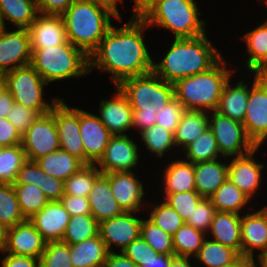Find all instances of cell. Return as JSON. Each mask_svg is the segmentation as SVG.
<instances>
[{
    "label": "cell",
    "mask_w": 267,
    "mask_h": 267,
    "mask_svg": "<svg viewBox=\"0 0 267 267\" xmlns=\"http://www.w3.org/2000/svg\"><path fill=\"white\" fill-rule=\"evenodd\" d=\"M147 28L141 18H131L118 28L113 24L89 56V72L92 69L109 72L115 87L127 78L153 71L154 60L142 35Z\"/></svg>",
    "instance_id": "cell-1"
},
{
    "label": "cell",
    "mask_w": 267,
    "mask_h": 267,
    "mask_svg": "<svg viewBox=\"0 0 267 267\" xmlns=\"http://www.w3.org/2000/svg\"><path fill=\"white\" fill-rule=\"evenodd\" d=\"M223 55L207 34L191 38H176L160 62H153V71L164 81H176L203 73L213 67Z\"/></svg>",
    "instance_id": "cell-2"
},
{
    "label": "cell",
    "mask_w": 267,
    "mask_h": 267,
    "mask_svg": "<svg viewBox=\"0 0 267 267\" xmlns=\"http://www.w3.org/2000/svg\"><path fill=\"white\" fill-rule=\"evenodd\" d=\"M118 87L133 109L132 127L138 133L155 125L156 113L174 97V86L154 71L123 80Z\"/></svg>",
    "instance_id": "cell-3"
},
{
    "label": "cell",
    "mask_w": 267,
    "mask_h": 267,
    "mask_svg": "<svg viewBox=\"0 0 267 267\" xmlns=\"http://www.w3.org/2000/svg\"><path fill=\"white\" fill-rule=\"evenodd\" d=\"M68 41L88 57L113 25L111 18L121 20L110 8L75 0L62 14Z\"/></svg>",
    "instance_id": "cell-4"
},
{
    "label": "cell",
    "mask_w": 267,
    "mask_h": 267,
    "mask_svg": "<svg viewBox=\"0 0 267 267\" xmlns=\"http://www.w3.org/2000/svg\"><path fill=\"white\" fill-rule=\"evenodd\" d=\"M226 59L222 57L208 71L185 77L176 81L175 98L186 110L211 112L216 110L222 89L235 68L228 69Z\"/></svg>",
    "instance_id": "cell-5"
},
{
    "label": "cell",
    "mask_w": 267,
    "mask_h": 267,
    "mask_svg": "<svg viewBox=\"0 0 267 267\" xmlns=\"http://www.w3.org/2000/svg\"><path fill=\"white\" fill-rule=\"evenodd\" d=\"M195 0H157L141 18L148 27L170 30L176 38H191L206 33L207 22Z\"/></svg>",
    "instance_id": "cell-6"
},
{
    "label": "cell",
    "mask_w": 267,
    "mask_h": 267,
    "mask_svg": "<svg viewBox=\"0 0 267 267\" xmlns=\"http://www.w3.org/2000/svg\"><path fill=\"white\" fill-rule=\"evenodd\" d=\"M30 65L47 84L90 74L89 57L69 41L54 47L32 49Z\"/></svg>",
    "instance_id": "cell-7"
},
{
    "label": "cell",
    "mask_w": 267,
    "mask_h": 267,
    "mask_svg": "<svg viewBox=\"0 0 267 267\" xmlns=\"http://www.w3.org/2000/svg\"><path fill=\"white\" fill-rule=\"evenodd\" d=\"M5 78L6 89L15 102L37 110L41 115L49 113L60 99L55 96L52 103L45 101L43 90L47 83L30 64L5 73Z\"/></svg>",
    "instance_id": "cell-8"
},
{
    "label": "cell",
    "mask_w": 267,
    "mask_h": 267,
    "mask_svg": "<svg viewBox=\"0 0 267 267\" xmlns=\"http://www.w3.org/2000/svg\"><path fill=\"white\" fill-rule=\"evenodd\" d=\"M209 127L213 131L216 143L223 160L230 157L244 156L257 148L248 137L243 123L220 114L217 111L208 113Z\"/></svg>",
    "instance_id": "cell-9"
},
{
    "label": "cell",
    "mask_w": 267,
    "mask_h": 267,
    "mask_svg": "<svg viewBox=\"0 0 267 267\" xmlns=\"http://www.w3.org/2000/svg\"><path fill=\"white\" fill-rule=\"evenodd\" d=\"M249 99L243 125L257 147L267 142V79L251 76Z\"/></svg>",
    "instance_id": "cell-10"
},
{
    "label": "cell",
    "mask_w": 267,
    "mask_h": 267,
    "mask_svg": "<svg viewBox=\"0 0 267 267\" xmlns=\"http://www.w3.org/2000/svg\"><path fill=\"white\" fill-rule=\"evenodd\" d=\"M21 145L27 160L37 159L60 149L54 116L49 112L40 115L22 135Z\"/></svg>",
    "instance_id": "cell-11"
},
{
    "label": "cell",
    "mask_w": 267,
    "mask_h": 267,
    "mask_svg": "<svg viewBox=\"0 0 267 267\" xmlns=\"http://www.w3.org/2000/svg\"><path fill=\"white\" fill-rule=\"evenodd\" d=\"M50 113L54 116L60 149L75 156L85 165V152L79 127V108L69 107L64 99L60 98Z\"/></svg>",
    "instance_id": "cell-12"
},
{
    "label": "cell",
    "mask_w": 267,
    "mask_h": 267,
    "mask_svg": "<svg viewBox=\"0 0 267 267\" xmlns=\"http://www.w3.org/2000/svg\"><path fill=\"white\" fill-rule=\"evenodd\" d=\"M32 48L27 28L0 30V72L7 73L31 63Z\"/></svg>",
    "instance_id": "cell-13"
},
{
    "label": "cell",
    "mask_w": 267,
    "mask_h": 267,
    "mask_svg": "<svg viewBox=\"0 0 267 267\" xmlns=\"http://www.w3.org/2000/svg\"><path fill=\"white\" fill-rule=\"evenodd\" d=\"M139 149L140 147L138 148L128 135H113L109 139L103 156L95 165L102 174L133 171L138 167L140 160Z\"/></svg>",
    "instance_id": "cell-14"
},
{
    "label": "cell",
    "mask_w": 267,
    "mask_h": 267,
    "mask_svg": "<svg viewBox=\"0 0 267 267\" xmlns=\"http://www.w3.org/2000/svg\"><path fill=\"white\" fill-rule=\"evenodd\" d=\"M136 212L124 211L120 215L99 223L98 234L106 244L109 252L112 246L122 252L131 242L140 236L142 218Z\"/></svg>",
    "instance_id": "cell-15"
},
{
    "label": "cell",
    "mask_w": 267,
    "mask_h": 267,
    "mask_svg": "<svg viewBox=\"0 0 267 267\" xmlns=\"http://www.w3.org/2000/svg\"><path fill=\"white\" fill-rule=\"evenodd\" d=\"M79 127L85 152V165L96 164L113 136L98 115L79 109Z\"/></svg>",
    "instance_id": "cell-16"
},
{
    "label": "cell",
    "mask_w": 267,
    "mask_h": 267,
    "mask_svg": "<svg viewBox=\"0 0 267 267\" xmlns=\"http://www.w3.org/2000/svg\"><path fill=\"white\" fill-rule=\"evenodd\" d=\"M104 175L109 179L112 194L124 211L139 213L141 208L148 205L143 201L147 194L143 182L133 171L109 172Z\"/></svg>",
    "instance_id": "cell-17"
},
{
    "label": "cell",
    "mask_w": 267,
    "mask_h": 267,
    "mask_svg": "<svg viewBox=\"0 0 267 267\" xmlns=\"http://www.w3.org/2000/svg\"><path fill=\"white\" fill-rule=\"evenodd\" d=\"M47 241L26 219L7 229L6 243L2 252L40 259Z\"/></svg>",
    "instance_id": "cell-18"
},
{
    "label": "cell",
    "mask_w": 267,
    "mask_h": 267,
    "mask_svg": "<svg viewBox=\"0 0 267 267\" xmlns=\"http://www.w3.org/2000/svg\"><path fill=\"white\" fill-rule=\"evenodd\" d=\"M260 147L252 152L239 157H230L228 164V179L233 182L244 194L252 199L263 178L262 169L266 166L264 163H258L254 154Z\"/></svg>",
    "instance_id": "cell-19"
},
{
    "label": "cell",
    "mask_w": 267,
    "mask_h": 267,
    "mask_svg": "<svg viewBox=\"0 0 267 267\" xmlns=\"http://www.w3.org/2000/svg\"><path fill=\"white\" fill-rule=\"evenodd\" d=\"M115 88L112 99H101L98 117L112 135H128L126 131L133 128V109L126 95L118 86Z\"/></svg>",
    "instance_id": "cell-20"
},
{
    "label": "cell",
    "mask_w": 267,
    "mask_h": 267,
    "mask_svg": "<svg viewBox=\"0 0 267 267\" xmlns=\"http://www.w3.org/2000/svg\"><path fill=\"white\" fill-rule=\"evenodd\" d=\"M241 256L254 258L255 250L258 255L267 250V206L241 214Z\"/></svg>",
    "instance_id": "cell-21"
},
{
    "label": "cell",
    "mask_w": 267,
    "mask_h": 267,
    "mask_svg": "<svg viewBox=\"0 0 267 267\" xmlns=\"http://www.w3.org/2000/svg\"><path fill=\"white\" fill-rule=\"evenodd\" d=\"M70 217L59 200H51L28 220L49 242L62 240Z\"/></svg>",
    "instance_id": "cell-22"
},
{
    "label": "cell",
    "mask_w": 267,
    "mask_h": 267,
    "mask_svg": "<svg viewBox=\"0 0 267 267\" xmlns=\"http://www.w3.org/2000/svg\"><path fill=\"white\" fill-rule=\"evenodd\" d=\"M32 49H43L68 42L62 15L39 13L28 28Z\"/></svg>",
    "instance_id": "cell-23"
},
{
    "label": "cell",
    "mask_w": 267,
    "mask_h": 267,
    "mask_svg": "<svg viewBox=\"0 0 267 267\" xmlns=\"http://www.w3.org/2000/svg\"><path fill=\"white\" fill-rule=\"evenodd\" d=\"M241 214L216 211L208 231L210 239L234 249L241 256ZM212 235V236H211Z\"/></svg>",
    "instance_id": "cell-24"
},
{
    "label": "cell",
    "mask_w": 267,
    "mask_h": 267,
    "mask_svg": "<svg viewBox=\"0 0 267 267\" xmlns=\"http://www.w3.org/2000/svg\"><path fill=\"white\" fill-rule=\"evenodd\" d=\"M91 214L98 223L120 215L124 210L114 198L109 179L101 174L88 196Z\"/></svg>",
    "instance_id": "cell-25"
},
{
    "label": "cell",
    "mask_w": 267,
    "mask_h": 267,
    "mask_svg": "<svg viewBox=\"0 0 267 267\" xmlns=\"http://www.w3.org/2000/svg\"><path fill=\"white\" fill-rule=\"evenodd\" d=\"M231 78L225 83L215 111L232 120L243 123L249 99V87L245 81L238 80L231 85Z\"/></svg>",
    "instance_id": "cell-26"
},
{
    "label": "cell",
    "mask_w": 267,
    "mask_h": 267,
    "mask_svg": "<svg viewBox=\"0 0 267 267\" xmlns=\"http://www.w3.org/2000/svg\"><path fill=\"white\" fill-rule=\"evenodd\" d=\"M195 190L209 198L228 178V164L220 159L194 163Z\"/></svg>",
    "instance_id": "cell-27"
},
{
    "label": "cell",
    "mask_w": 267,
    "mask_h": 267,
    "mask_svg": "<svg viewBox=\"0 0 267 267\" xmlns=\"http://www.w3.org/2000/svg\"><path fill=\"white\" fill-rule=\"evenodd\" d=\"M162 193H180L195 190L194 164L185 158L172 161L163 170Z\"/></svg>",
    "instance_id": "cell-28"
},
{
    "label": "cell",
    "mask_w": 267,
    "mask_h": 267,
    "mask_svg": "<svg viewBox=\"0 0 267 267\" xmlns=\"http://www.w3.org/2000/svg\"><path fill=\"white\" fill-rule=\"evenodd\" d=\"M108 249L100 235L70 245L72 267H104Z\"/></svg>",
    "instance_id": "cell-29"
},
{
    "label": "cell",
    "mask_w": 267,
    "mask_h": 267,
    "mask_svg": "<svg viewBox=\"0 0 267 267\" xmlns=\"http://www.w3.org/2000/svg\"><path fill=\"white\" fill-rule=\"evenodd\" d=\"M39 14L37 0H0V16L4 27L6 20L15 28H29Z\"/></svg>",
    "instance_id": "cell-30"
},
{
    "label": "cell",
    "mask_w": 267,
    "mask_h": 267,
    "mask_svg": "<svg viewBox=\"0 0 267 267\" xmlns=\"http://www.w3.org/2000/svg\"><path fill=\"white\" fill-rule=\"evenodd\" d=\"M209 127L208 112L186 110L174 133L176 148L183 151Z\"/></svg>",
    "instance_id": "cell-31"
},
{
    "label": "cell",
    "mask_w": 267,
    "mask_h": 267,
    "mask_svg": "<svg viewBox=\"0 0 267 267\" xmlns=\"http://www.w3.org/2000/svg\"><path fill=\"white\" fill-rule=\"evenodd\" d=\"M49 176L65 181L76 173L84 164L66 151L61 149L51 152L35 161Z\"/></svg>",
    "instance_id": "cell-32"
},
{
    "label": "cell",
    "mask_w": 267,
    "mask_h": 267,
    "mask_svg": "<svg viewBox=\"0 0 267 267\" xmlns=\"http://www.w3.org/2000/svg\"><path fill=\"white\" fill-rule=\"evenodd\" d=\"M209 198L216 211L238 214H241L250 202V198L228 178Z\"/></svg>",
    "instance_id": "cell-33"
},
{
    "label": "cell",
    "mask_w": 267,
    "mask_h": 267,
    "mask_svg": "<svg viewBox=\"0 0 267 267\" xmlns=\"http://www.w3.org/2000/svg\"><path fill=\"white\" fill-rule=\"evenodd\" d=\"M240 255L229 247L206 237L193 259L205 267H225L237 260Z\"/></svg>",
    "instance_id": "cell-34"
},
{
    "label": "cell",
    "mask_w": 267,
    "mask_h": 267,
    "mask_svg": "<svg viewBox=\"0 0 267 267\" xmlns=\"http://www.w3.org/2000/svg\"><path fill=\"white\" fill-rule=\"evenodd\" d=\"M182 152L186 156L185 161L193 164L197 162L214 161L222 157L210 127L204 130V132Z\"/></svg>",
    "instance_id": "cell-35"
},
{
    "label": "cell",
    "mask_w": 267,
    "mask_h": 267,
    "mask_svg": "<svg viewBox=\"0 0 267 267\" xmlns=\"http://www.w3.org/2000/svg\"><path fill=\"white\" fill-rule=\"evenodd\" d=\"M206 237L207 234L185 222L172 236L175 256L194 258Z\"/></svg>",
    "instance_id": "cell-36"
},
{
    "label": "cell",
    "mask_w": 267,
    "mask_h": 267,
    "mask_svg": "<svg viewBox=\"0 0 267 267\" xmlns=\"http://www.w3.org/2000/svg\"><path fill=\"white\" fill-rule=\"evenodd\" d=\"M246 45V70L251 71L267 54V20L242 37Z\"/></svg>",
    "instance_id": "cell-37"
},
{
    "label": "cell",
    "mask_w": 267,
    "mask_h": 267,
    "mask_svg": "<svg viewBox=\"0 0 267 267\" xmlns=\"http://www.w3.org/2000/svg\"><path fill=\"white\" fill-rule=\"evenodd\" d=\"M13 187L25 219H30L50 201L37 185L13 184Z\"/></svg>",
    "instance_id": "cell-38"
},
{
    "label": "cell",
    "mask_w": 267,
    "mask_h": 267,
    "mask_svg": "<svg viewBox=\"0 0 267 267\" xmlns=\"http://www.w3.org/2000/svg\"><path fill=\"white\" fill-rule=\"evenodd\" d=\"M27 161L21 144L6 146L0 152V183L14 184L18 171Z\"/></svg>",
    "instance_id": "cell-39"
},
{
    "label": "cell",
    "mask_w": 267,
    "mask_h": 267,
    "mask_svg": "<svg viewBox=\"0 0 267 267\" xmlns=\"http://www.w3.org/2000/svg\"><path fill=\"white\" fill-rule=\"evenodd\" d=\"M99 223L92 214L70 217L62 242L73 245L98 235Z\"/></svg>",
    "instance_id": "cell-40"
},
{
    "label": "cell",
    "mask_w": 267,
    "mask_h": 267,
    "mask_svg": "<svg viewBox=\"0 0 267 267\" xmlns=\"http://www.w3.org/2000/svg\"><path fill=\"white\" fill-rule=\"evenodd\" d=\"M101 174L95 164L83 165L64 181V194L88 197L93 184Z\"/></svg>",
    "instance_id": "cell-41"
},
{
    "label": "cell",
    "mask_w": 267,
    "mask_h": 267,
    "mask_svg": "<svg viewBox=\"0 0 267 267\" xmlns=\"http://www.w3.org/2000/svg\"><path fill=\"white\" fill-rule=\"evenodd\" d=\"M139 134L147 151L155 154L158 158L163 157L166 152L169 153L172 148L176 147L174 133L162 126L155 124Z\"/></svg>",
    "instance_id": "cell-42"
},
{
    "label": "cell",
    "mask_w": 267,
    "mask_h": 267,
    "mask_svg": "<svg viewBox=\"0 0 267 267\" xmlns=\"http://www.w3.org/2000/svg\"><path fill=\"white\" fill-rule=\"evenodd\" d=\"M25 220L13 184L0 183V222L9 229Z\"/></svg>",
    "instance_id": "cell-43"
},
{
    "label": "cell",
    "mask_w": 267,
    "mask_h": 267,
    "mask_svg": "<svg viewBox=\"0 0 267 267\" xmlns=\"http://www.w3.org/2000/svg\"><path fill=\"white\" fill-rule=\"evenodd\" d=\"M147 208L152 209L149 212L148 219L155 225L160 227L164 232L174 235V233L185 223L182 217L166 202H161L158 205L156 203H147Z\"/></svg>",
    "instance_id": "cell-44"
},
{
    "label": "cell",
    "mask_w": 267,
    "mask_h": 267,
    "mask_svg": "<svg viewBox=\"0 0 267 267\" xmlns=\"http://www.w3.org/2000/svg\"><path fill=\"white\" fill-rule=\"evenodd\" d=\"M140 235L158 254L175 255L172 235L164 232L148 218H142Z\"/></svg>",
    "instance_id": "cell-45"
},
{
    "label": "cell",
    "mask_w": 267,
    "mask_h": 267,
    "mask_svg": "<svg viewBox=\"0 0 267 267\" xmlns=\"http://www.w3.org/2000/svg\"><path fill=\"white\" fill-rule=\"evenodd\" d=\"M70 245L62 241H49L40 256V267H72Z\"/></svg>",
    "instance_id": "cell-46"
},
{
    "label": "cell",
    "mask_w": 267,
    "mask_h": 267,
    "mask_svg": "<svg viewBox=\"0 0 267 267\" xmlns=\"http://www.w3.org/2000/svg\"><path fill=\"white\" fill-rule=\"evenodd\" d=\"M162 201L172 207L186 221L203 198L196 190L180 193H163Z\"/></svg>",
    "instance_id": "cell-47"
},
{
    "label": "cell",
    "mask_w": 267,
    "mask_h": 267,
    "mask_svg": "<svg viewBox=\"0 0 267 267\" xmlns=\"http://www.w3.org/2000/svg\"><path fill=\"white\" fill-rule=\"evenodd\" d=\"M215 212L216 209L210 198L203 197L197 204L196 208H194L192 215H190L185 222L193 228L204 232L208 236V231L211 227Z\"/></svg>",
    "instance_id": "cell-48"
},
{
    "label": "cell",
    "mask_w": 267,
    "mask_h": 267,
    "mask_svg": "<svg viewBox=\"0 0 267 267\" xmlns=\"http://www.w3.org/2000/svg\"><path fill=\"white\" fill-rule=\"evenodd\" d=\"M185 111V107L174 97L161 111L156 113L155 124L175 133Z\"/></svg>",
    "instance_id": "cell-49"
},
{
    "label": "cell",
    "mask_w": 267,
    "mask_h": 267,
    "mask_svg": "<svg viewBox=\"0 0 267 267\" xmlns=\"http://www.w3.org/2000/svg\"><path fill=\"white\" fill-rule=\"evenodd\" d=\"M40 115L37 110L27 108L15 102L6 118L22 136Z\"/></svg>",
    "instance_id": "cell-50"
},
{
    "label": "cell",
    "mask_w": 267,
    "mask_h": 267,
    "mask_svg": "<svg viewBox=\"0 0 267 267\" xmlns=\"http://www.w3.org/2000/svg\"><path fill=\"white\" fill-rule=\"evenodd\" d=\"M122 253L139 267H142L153 257L158 255V253L142 238L141 235L131 242L122 251Z\"/></svg>",
    "instance_id": "cell-51"
},
{
    "label": "cell",
    "mask_w": 267,
    "mask_h": 267,
    "mask_svg": "<svg viewBox=\"0 0 267 267\" xmlns=\"http://www.w3.org/2000/svg\"><path fill=\"white\" fill-rule=\"evenodd\" d=\"M42 182V169L35 161L27 160L18 171L14 184H32L40 186Z\"/></svg>",
    "instance_id": "cell-52"
},
{
    "label": "cell",
    "mask_w": 267,
    "mask_h": 267,
    "mask_svg": "<svg viewBox=\"0 0 267 267\" xmlns=\"http://www.w3.org/2000/svg\"><path fill=\"white\" fill-rule=\"evenodd\" d=\"M59 201L71 217L91 214L88 197L64 194Z\"/></svg>",
    "instance_id": "cell-53"
},
{
    "label": "cell",
    "mask_w": 267,
    "mask_h": 267,
    "mask_svg": "<svg viewBox=\"0 0 267 267\" xmlns=\"http://www.w3.org/2000/svg\"><path fill=\"white\" fill-rule=\"evenodd\" d=\"M44 192L45 196L51 200H60L64 195V181L49 176L42 170V182L39 186Z\"/></svg>",
    "instance_id": "cell-54"
},
{
    "label": "cell",
    "mask_w": 267,
    "mask_h": 267,
    "mask_svg": "<svg viewBox=\"0 0 267 267\" xmlns=\"http://www.w3.org/2000/svg\"><path fill=\"white\" fill-rule=\"evenodd\" d=\"M22 136L7 118H0V144L4 147L21 144Z\"/></svg>",
    "instance_id": "cell-55"
},
{
    "label": "cell",
    "mask_w": 267,
    "mask_h": 267,
    "mask_svg": "<svg viewBox=\"0 0 267 267\" xmlns=\"http://www.w3.org/2000/svg\"><path fill=\"white\" fill-rule=\"evenodd\" d=\"M75 0H37L38 11L46 15H62Z\"/></svg>",
    "instance_id": "cell-56"
},
{
    "label": "cell",
    "mask_w": 267,
    "mask_h": 267,
    "mask_svg": "<svg viewBox=\"0 0 267 267\" xmlns=\"http://www.w3.org/2000/svg\"><path fill=\"white\" fill-rule=\"evenodd\" d=\"M0 253H3L5 256L3 259H0V267H40V261L38 258L18 256L2 251Z\"/></svg>",
    "instance_id": "cell-57"
},
{
    "label": "cell",
    "mask_w": 267,
    "mask_h": 267,
    "mask_svg": "<svg viewBox=\"0 0 267 267\" xmlns=\"http://www.w3.org/2000/svg\"><path fill=\"white\" fill-rule=\"evenodd\" d=\"M104 267H139L122 252H109Z\"/></svg>",
    "instance_id": "cell-58"
},
{
    "label": "cell",
    "mask_w": 267,
    "mask_h": 267,
    "mask_svg": "<svg viewBox=\"0 0 267 267\" xmlns=\"http://www.w3.org/2000/svg\"><path fill=\"white\" fill-rule=\"evenodd\" d=\"M15 100L7 89L0 93V118H6L11 111Z\"/></svg>",
    "instance_id": "cell-59"
},
{
    "label": "cell",
    "mask_w": 267,
    "mask_h": 267,
    "mask_svg": "<svg viewBox=\"0 0 267 267\" xmlns=\"http://www.w3.org/2000/svg\"><path fill=\"white\" fill-rule=\"evenodd\" d=\"M132 18H142L149 9L156 3L157 0H133Z\"/></svg>",
    "instance_id": "cell-60"
},
{
    "label": "cell",
    "mask_w": 267,
    "mask_h": 267,
    "mask_svg": "<svg viewBox=\"0 0 267 267\" xmlns=\"http://www.w3.org/2000/svg\"><path fill=\"white\" fill-rule=\"evenodd\" d=\"M174 255L158 254L142 267H170Z\"/></svg>",
    "instance_id": "cell-61"
},
{
    "label": "cell",
    "mask_w": 267,
    "mask_h": 267,
    "mask_svg": "<svg viewBox=\"0 0 267 267\" xmlns=\"http://www.w3.org/2000/svg\"><path fill=\"white\" fill-rule=\"evenodd\" d=\"M90 3H96L104 7L110 8L119 18H122L121 13L118 10V4L120 0H83Z\"/></svg>",
    "instance_id": "cell-62"
},
{
    "label": "cell",
    "mask_w": 267,
    "mask_h": 267,
    "mask_svg": "<svg viewBox=\"0 0 267 267\" xmlns=\"http://www.w3.org/2000/svg\"><path fill=\"white\" fill-rule=\"evenodd\" d=\"M250 75H256L259 78L267 77V54L266 56L250 71Z\"/></svg>",
    "instance_id": "cell-63"
},
{
    "label": "cell",
    "mask_w": 267,
    "mask_h": 267,
    "mask_svg": "<svg viewBox=\"0 0 267 267\" xmlns=\"http://www.w3.org/2000/svg\"><path fill=\"white\" fill-rule=\"evenodd\" d=\"M225 267H256V261L255 258L240 256L233 263Z\"/></svg>",
    "instance_id": "cell-64"
},
{
    "label": "cell",
    "mask_w": 267,
    "mask_h": 267,
    "mask_svg": "<svg viewBox=\"0 0 267 267\" xmlns=\"http://www.w3.org/2000/svg\"><path fill=\"white\" fill-rule=\"evenodd\" d=\"M192 257L173 256L170 267H192Z\"/></svg>",
    "instance_id": "cell-65"
},
{
    "label": "cell",
    "mask_w": 267,
    "mask_h": 267,
    "mask_svg": "<svg viewBox=\"0 0 267 267\" xmlns=\"http://www.w3.org/2000/svg\"><path fill=\"white\" fill-rule=\"evenodd\" d=\"M7 228L0 222V252L3 251L6 243Z\"/></svg>",
    "instance_id": "cell-66"
},
{
    "label": "cell",
    "mask_w": 267,
    "mask_h": 267,
    "mask_svg": "<svg viewBox=\"0 0 267 267\" xmlns=\"http://www.w3.org/2000/svg\"><path fill=\"white\" fill-rule=\"evenodd\" d=\"M256 259H258V263L256 262V267H267V250L258 255Z\"/></svg>",
    "instance_id": "cell-67"
},
{
    "label": "cell",
    "mask_w": 267,
    "mask_h": 267,
    "mask_svg": "<svg viewBox=\"0 0 267 267\" xmlns=\"http://www.w3.org/2000/svg\"><path fill=\"white\" fill-rule=\"evenodd\" d=\"M6 89L5 73L0 72V93Z\"/></svg>",
    "instance_id": "cell-68"
},
{
    "label": "cell",
    "mask_w": 267,
    "mask_h": 267,
    "mask_svg": "<svg viewBox=\"0 0 267 267\" xmlns=\"http://www.w3.org/2000/svg\"><path fill=\"white\" fill-rule=\"evenodd\" d=\"M4 28V25H3V22H2V19H1V16H0V30H2Z\"/></svg>",
    "instance_id": "cell-69"
},
{
    "label": "cell",
    "mask_w": 267,
    "mask_h": 267,
    "mask_svg": "<svg viewBox=\"0 0 267 267\" xmlns=\"http://www.w3.org/2000/svg\"><path fill=\"white\" fill-rule=\"evenodd\" d=\"M259 1H260V2H261V1L263 2V1H264V2H265L264 4H265L266 7H267V0H259Z\"/></svg>",
    "instance_id": "cell-70"
},
{
    "label": "cell",
    "mask_w": 267,
    "mask_h": 267,
    "mask_svg": "<svg viewBox=\"0 0 267 267\" xmlns=\"http://www.w3.org/2000/svg\"><path fill=\"white\" fill-rule=\"evenodd\" d=\"M4 146L0 144V152L3 150Z\"/></svg>",
    "instance_id": "cell-71"
}]
</instances>
